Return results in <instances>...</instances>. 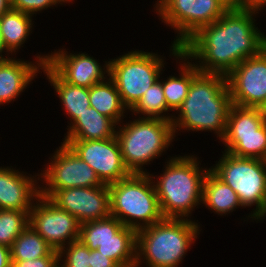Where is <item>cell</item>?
<instances>
[{
    "label": "cell",
    "mask_w": 266,
    "mask_h": 267,
    "mask_svg": "<svg viewBox=\"0 0 266 267\" xmlns=\"http://www.w3.org/2000/svg\"><path fill=\"white\" fill-rule=\"evenodd\" d=\"M259 13L230 7L217 21L199 28L181 45V52L200 72L227 76L245 59L266 47V34L256 27ZM198 62V63H197Z\"/></svg>",
    "instance_id": "obj_1"
},
{
    "label": "cell",
    "mask_w": 266,
    "mask_h": 267,
    "mask_svg": "<svg viewBox=\"0 0 266 267\" xmlns=\"http://www.w3.org/2000/svg\"><path fill=\"white\" fill-rule=\"evenodd\" d=\"M225 75L199 72L190 84L187 97L172 116L174 136L180 130L210 131L221 140L226 132L232 106Z\"/></svg>",
    "instance_id": "obj_2"
},
{
    "label": "cell",
    "mask_w": 266,
    "mask_h": 267,
    "mask_svg": "<svg viewBox=\"0 0 266 267\" xmlns=\"http://www.w3.org/2000/svg\"><path fill=\"white\" fill-rule=\"evenodd\" d=\"M169 157L160 176L150 174L161 212L164 218L190 219L196 206L202 205L203 182L210 168L199 167L195 154Z\"/></svg>",
    "instance_id": "obj_3"
},
{
    "label": "cell",
    "mask_w": 266,
    "mask_h": 267,
    "mask_svg": "<svg viewBox=\"0 0 266 267\" xmlns=\"http://www.w3.org/2000/svg\"><path fill=\"white\" fill-rule=\"evenodd\" d=\"M193 219L164 218L137 231L136 264L147 267H178L200 234Z\"/></svg>",
    "instance_id": "obj_4"
},
{
    "label": "cell",
    "mask_w": 266,
    "mask_h": 267,
    "mask_svg": "<svg viewBox=\"0 0 266 267\" xmlns=\"http://www.w3.org/2000/svg\"><path fill=\"white\" fill-rule=\"evenodd\" d=\"M123 122L117 125L116 138L125 166L131 173H149L143 166L164 155L175 141L172 123L150 118Z\"/></svg>",
    "instance_id": "obj_5"
},
{
    "label": "cell",
    "mask_w": 266,
    "mask_h": 267,
    "mask_svg": "<svg viewBox=\"0 0 266 267\" xmlns=\"http://www.w3.org/2000/svg\"><path fill=\"white\" fill-rule=\"evenodd\" d=\"M111 215L136 231L164 219L150 173H132L108 185Z\"/></svg>",
    "instance_id": "obj_6"
},
{
    "label": "cell",
    "mask_w": 266,
    "mask_h": 267,
    "mask_svg": "<svg viewBox=\"0 0 266 267\" xmlns=\"http://www.w3.org/2000/svg\"><path fill=\"white\" fill-rule=\"evenodd\" d=\"M157 53L132 50L109 59V78L114 82L123 104L130 110L162 75L164 59Z\"/></svg>",
    "instance_id": "obj_7"
},
{
    "label": "cell",
    "mask_w": 266,
    "mask_h": 267,
    "mask_svg": "<svg viewBox=\"0 0 266 267\" xmlns=\"http://www.w3.org/2000/svg\"><path fill=\"white\" fill-rule=\"evenodd\" d=\"M222 154L210 169L237 193L243 208L255 206L246 217L253 221L266 203V160Z\"/></svg>",
    "instance_id": "obj_8"
},
{
    "label": "cell",
    "mask_w": 266,
    "mask_h": 267,
    "mask_svg": "<svg viewBox=\"0 0 266 267\" xmlns=\"http://www.w3.org/2000/svg\"><path fill=\"white\" fill-rule=\"evenodd\" d=\"M236 0H157L154 11L162 23L177 36L173 43L181 46L199 28L217 21Z\"/></svg>",
    "instance_id": "obj_9"
},
{
    "label": "cell",
    "mask_w": 266,
    "mask_h": 267,
    "mask_svg": "<svg viewBox=\"0 0 266 267\" xmlns=\"http://www.w3.org/2000/svg\"><path fill=\"white\" fill-rule=\"evenodd\" d=\"M219 142L234 156L266 160V118L260 108L232 105Z\"/></svg>",
    "instance_id": "obj_10"
},
{
    "label": "cell",
    "mask_w": 266,
    "mask_h": 267,
    "mask_svg": "<svg viewBox=\"0 0 266 267\" xmlns=\"http://www.w3.org/2000/svg\"><path fill=\"white\" fill-rule=\"evenodd\" d=\"M51 156L50 163L44 165L47 168L39 174V182L45 183L40 182V195L50 198L57 190L103 185L95 171L68 145L61 142Z\"/></svg>",
    "instance_id": "obj_11"
},
{
    "label": "cell",
    "mask_w": 266,
    "mask_h": 267,
    "mask_svg": "<svg viewBox=\"0 0 266 267\" xmlns=\"http://www.w3.org/2000/svg\"><path fill=\"white\" fill-rule=\"evenodd\" d=\"M29 225L58 252L79 240L81 223L78 219L42 195L33 203Z\"/></svg>",
    "instance_id": "obj_12"
},
{
    "label": "cell",
    "mask_w": 266,
    "mask_h": 267,
    "mask_svg": "<svg viewBox=\"0 0 266 267\" xmlns=\"http://www.w3.org/2000/svg\"><path fill=\"white\" fill-rule=\"evenodd\" d=\"M96 173L103 184L110 185L132 173L123 161L115 137L101 140H62Z\"/></svg>",
    "instance_id": "obj_13"
},
{
    "label": "cell",
    "mask_w": 266,
    "mask_h": 267,
    "mask_svg": "<svg viewBox=\"0 0 266 267\" xmlns=\"http://www.w3.org/2000/svg\"><path fill=\"white\" fill-rule=\"evenodd\" d=\"M226 78L233 105L260 108L266 101V47L238 64Z\"/></svg>",
    "instance_id": "obj_14"
},
{
    "label": "cell",
    "mask_w": 266,
    "mask_h": 267,
    "mask_svg": "<svg viewBox=\"0 0 266 267\" xmlns=\"http://www.w3.org/2000/svg\"><path fill=\"white\" fill-rule=\"evenodd\" d=\"M109 62L100 64L88 53H68L61 48L48 53L47 64L67 83L90 88L109 76ZM103 65V66H102ZM107 74V75H106Z\"/></svg>",
    "instance_id": "obj_15"
},
{
    "label": "cell",
    "mask_w": 266,
    "mask_h": 267,
    "mask_svg": "<svg viewBox=\"0 0 266 267\" xmlns=\"http://www.w3.org/2000/svg\"><path fill=\"white\" fill-rule=\"evenodd\" d=\"M49 199L80 223L111 215L109 187L106 184L57 190Z\"/></svg>",
    "instance_id": "obj_16"
},
{
    "label": "cell",
    "mask_w": 266,
    "mask_h": 267,
    "mask_svg": "<svg viewBox=\"0 0 266 267\" xmlns=\"http://www.w3.org/2000/svg\"><path fill=\"white\" fill-rule=\"evenodd\" d=\"M11 167L0 166V209L30 213L40 195L39 173L32 176Z\"/></svg>",
    "instance_id": "obj_17"
},
{
    "label": "cell",
    "mask_w": 266,
    "mask_h": 267,
    "mask_svg": "<svg viewBox=\"0 0 266 267\" xmlns=\"http://www.w3.org/2000/svg\"><path fill=\"white\" fill-rule=\"evenodd\" d=\"M47 60L48 54H38L33 62L15 57L0 60V106L17 100L33 83Z\"/></svg>",
    "instance_id": "obj_18"
},
{
    "label": "cell",
    "mask_w": 266,
    "mask_h": 267,
    "mask_svg": "<svg viewBox=\"0 0 266 267\" xmlns=\"http://www.w3.org/2000/svg\"><path fill=\"white\" fill-rule=\"evenodd\" d=\"M170 55L174 57L178 65L179 75L169 76L162 80L163 93L167 103V110L177 111L188 95L192 79L200 72L197 67L181 52V46L171 42ZM185 61V62H184Z\"/></svg>",
    "instance_id": "obj_19"
},
{
    "label": "cell",
    "mask_w": 266,
    "mask_h": 267,
    "mask_svg": "<svg viewBox=\"0 0 266 267\" xmlns=\"http://www.w3.org/2000/svg\"><path fill=\"white\" fill-rule=\"evenodd\" d=\"M53 86L55 93L63 106V110L70 118L69 127L82 113L90 107L89 88L75 86L65 82L47 63L42 66L41 73Z\"/></svg>",
    "instance_id": "obj_20"
},
{
    "label": "cell",
    "mask_w": 266,
    "mask_h": 267,
    "mask_svg": "<svg viewBox=\"0 0 266 267\" xmlns=\"http://www.w3.org/2000/svg\"><path fill=\"white\" fill-rule=\"evenodd\" d=\"M117 124L95 108L88 107L68 128L63 140H101L116 136Z\"/></svg>",
    "instance_id": "obj_21"
},
{
    "label": "cell",
    "mask_w": 266,
    "mask_h": 267,
    "mask_svg": "<svg viewBox=\"0 0 266 267\" xmlns=\"http://www.w3.org/2000/svg\"><path fill=\"white\" fill-rule=\"evenodd\" d=\"M202 204L215 214L226 216L242 204L237 193L211 169L207 172L203 182Z\"/></svg>",
    "instance_id": "obj_22"
},
{
    "label": "cell",
    "mask_w": 266,
    "mask_h": 267,
    "mask_svg": "<svg viewBox=\"0 0 266 267\" xmlns=\"http://www.w3.org/2000/svg\"><path fill=\"white\" fill-rule=\"evenodd\" d=\"M33 17L32 15L12 8L0 17V30L6 47L7 58H10L9 56L12 57L13 54H17L15 52H18L24 46L23 44H25L33 32Z\"/></svg>",
    "instance_id": "obj_23"
},
{
    "label": "cell",
    "mask_w": 266,
    "mask_h": 267,
    "mask_svg": "<svg viewBox=\"0 0 266 267\" xmlns=\"http://www.w3.org/2000/svg\"><path fill=\"white\" fill-rule=\"evenodd\" d=\"M89 100L91 107L111 118L117 125L124 121L125 114L129 112L123 104L114 82L109 77L89 88Z\"/></svg>",
    "instance_id": "obj_24"
},
{
    "label": "cell",
    "mask_w": 266,
    "mask_h": 267,
    "mask_svg": "<svg viewBox=\"0 0 266 267\" xmlns=\"http://www.w3.org/2000/svg\"><path fill=\"white\" fill-rule=\"evenodd\" d=\"M137 231L123 226L113 239H106L97 248L101 254L114 260L120 267H135Z\"/></svg>",
    "instance_id": "obj_25"
},
{
    "label": "cell",
    "mask_w": 266,
    "mask_h": 267,
    "mask_svg": "<svg viewBox=\"0 0 266 267\" xmlns=\"http://www.w3.org/2000/svg\"><path fill=\"white\" fill-rule=\"evenodd\" d=\"M45 256H59V252L54 250L30 225L11 246V260H35Z\"/></svg>",
    "instance_id": "obj_26"
},
{
    "label": "cell",
    "mask_w": 266,
    "mask_h": 267,
    "mask_svg": "<svg viewBox=\"0 0 266 267\" xmlns=\"http://www.w3.org/2000/svg\"><path fill=\"white\" fill-rule=\"evenodd\" d=\"M129 111L132 112L131 114L138 116V118L162 119L171 122L173 115L169 114L167 110V103L162 87V77L161 80L159 77V80L149 87Z\"/></svg>",
    "instance_id": "obj_27"
},
{
    "label": "cell",
    "mask_w": 266,
    "mask_h": 267,
    "mask_svg": "<svg viewBox=\"0 0 266 267\" xmlns=\"http://www.w3.org/2000/svg\"><path fill=\"white\" fill-rule=\"evenodd\" d=\"M124 225L110 215L99 220L83 222L80 225L79 240L90 250H97L98 246L106 239H113L114 235Z\"/></svg>",
    "instance_id": "obj_28"
},
{
    "label": "cell",
    "mask_w": 266,
    "mask_h": 267,
    "mask_svg": "<svg viewBox=\"0 0 266 267\" xmlns=\"http://www.w3.org/2000/svg\"><path fill=\"white\" fill-rule=\"evenodd\" d=\"M28 225L29 212L0 209V244L11 248Z\"/></svg>",
    "instance_id": "obj_29"
},
{
    "label": "cell",
    "mask_w": 266,
    "mask_h": 267,
    "mask_svg": "<svg viewBox=\"0 0 266 267\" xmlns=\"http://www.w3.org/2000/svg\"><path fill=\"white\" fill-rule=\"evenodd\" d=\"M59 258V267H90L91 250L77 240L63 247L59 251Z\"/></svg>",
    "instance_id": "obj_30"
},
{
    "label": "cell",
    "mask_w": 266,
    "mask_h": 267,
    "mask_svg": "<svg viewBox=\"0 0 266 267\" xmlns=\"http://www.w3.org/2000/svg\"><path fill=\"white\" fill-rule=\"evenodd\" d=\"M58 4L62 5L59 0H12L11 8L35 16L38 12L48 10L51 6H58Z\"/></svg>",
    "instance_id": "obj_31"
},
{
    "label": "cell",
    "mask_w": 266,
    "mask_h": 267,
    "mask_svg": "<svg viewBox=\"0 0 266 267\" xmlns=\"http://www.w3.org/2000/svg\"><path fill=\"white\" fill-rule=\"evenodd\" d=\"M59 256H45L35 260H11V267H59Z\"/></svg>",
    "instance_id": "obj_32"
},
{
    "label": "cell",
    "mask_w": 266,
    "mask_h": 267,
    "mask_svg": "<svg viewBox=\"0 0 266 267\" xmlns=\"http://www.w3.org/2000/svg\"><path fill=\"white\" fill-rule=\"evenodd\" d=\"M90 267H120L114 260L101 254L98 250H91Z\"/></svg>",
    "instance_id": "obj_33"
},
{
    "label": "cell",
    "mask_w": 266,
    "mask_h": 267,
    "mask_svg": "<svg viewBox=\"0 0 266 267\" xmlns=\"http://www.w3.org/2000/svg\"><path fill=\"white\" fill-rule=\"evenodd\" d=\"M235 6L259 13L266 7V0H236Z\"/></svg>",
    "instance_id": "obj_34"
},
{
    "label": "cell",
    "mask_w": 266,
    "mask_h": 267,
    "mask_svg": "<svg viewBox=\"0 0 266 267\" xmlns=\"http://www.w3.org/2000/svg\"><path fill=\"white\" fill-rule=\"evenodd\" d=\"M11 248L0 244V267H11Z\"/></svg>",
    "instance_id": "obj_35"
},
{
    "label": "cell",
    "mask_w": 266,
    "mask_h": 267,
    "mask_svg": "<svg viewBox=\"0 0 266 267\" xmlns=\"http://www.w3.org/2000/svg\"><path fill=\"white\" fill-rule=\"evenodd\" d=\"M11 9L10 0H0V17Z\"/></svg>",
    "instance_id": "obj_36"
},
{
    "label": "cell",
    "mask_w": 266,
    "mask_h": 267,
    "mask_svg": "<svg viewBox=\"0 0 266 267\" xmlns=\"http://www.w3.org/2000/svg\"><path fill=\"white\" fill-rule=\"evenodd\" d=\"M4 52H6V47L2 38V32L0 30V60L7 59V55Z\"/></svg>",
    "instance_id": "obj_37"
},
{
    "label": "cell",
    "mask_w": 266,
    "mask_h": 267,
    "mask_svg": "<svg viewBox=\"0 0 266 267\" xmlns=\"http://www.w3.org/2000/svg\"><path fill=\"white\" fill-rule=\"evenodd\" d=\"M265 217H266V203H265L264 209L258 214V216L255 218L254 221H256V222L257 221L260 222V220L263 221V219H265Z\"/></svg>",
    "instance_id": "obj_38"
},
{
    "label": "cell",
    "mask_w": 266,
    "mask_h": 267,
    "mask_svg": "<svg viewBox=\"0 0 266 267\" xmlns=\"http://www.w3.org/2000/svg\"><path fill=\"white\" fill-rule=\"evenodd\" d=\"M260 110L262 111V114L266 118V101L263 103V105L260 107Z\"/></svg>",
    "instance_id": "obj_39"
},
{
    "label": "cell",
    "mask_w": 266,
    "mask_h": 267,
    "mask_svg": "<svg viewBox=\"0 0 266 267\" xmlns=\"http://www.w3.org/2000/svg\"><path fill=\"white\" fill-rule=\"evenodd\" d=\"M61 3H62V5L63 4H65V3H73L72 1H74V0H59Z\"/></svg>",
    "instance_id": "obj_40"
}]
</instances>
